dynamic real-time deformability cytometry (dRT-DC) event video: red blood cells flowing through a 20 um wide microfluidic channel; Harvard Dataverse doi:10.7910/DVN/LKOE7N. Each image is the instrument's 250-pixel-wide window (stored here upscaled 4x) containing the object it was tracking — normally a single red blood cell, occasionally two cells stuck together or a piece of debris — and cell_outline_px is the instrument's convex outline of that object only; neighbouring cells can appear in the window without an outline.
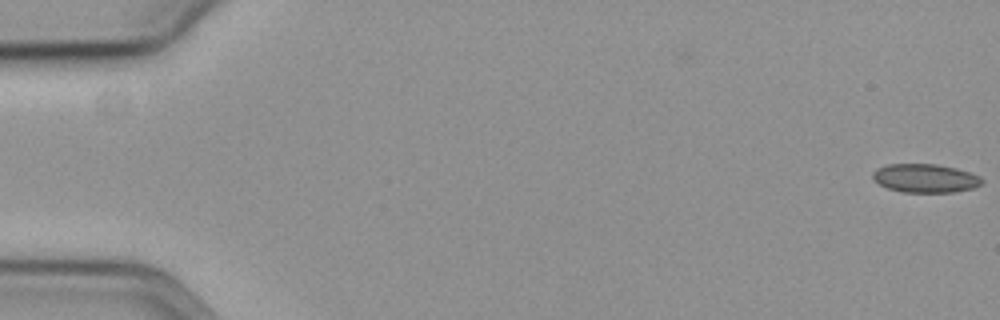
{"species": "common noctule bat (a hibernating species)", "species_latin": "Nyctalus noctula", "temperature_condition": "cold", "stored_images_in_passage": 58, "camera_frame_rate_fps": 3000, "um_per_image_px": 0.085, "animal": {"sex": "female", "body_mass_g": 19.3, "forearm_length_mm": 54.1}, "frame": {"image": 1, "passage_image": 1, "time_ms": 0.0, "image_size_px": [1000, 320], "cell_outline_px": [[984, 180], [980, 184], [972, 188], [952, 192], [900, 192], [888, 188], [872, 180], [872, 172], [876, 168], [888, 164], [936, 164], [956, 168], [980, 176]], "centroid_in_image_um": [78.6, 15.14], "position_along_channel_um": 6.4, "area_um2": 18.21}}
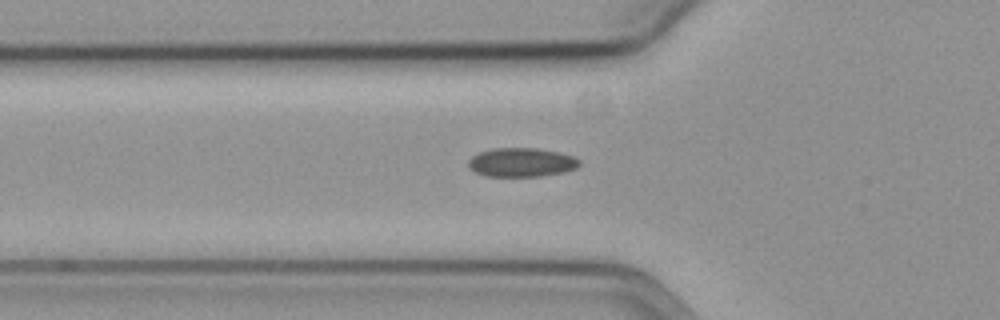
{"frame": {"image": 2, "passage_image": 21, "time_ms": 6.667, "image_size_px": [1000, 320], "cell_outline_px": [[580, 164], [576, 168], [564, 172], [540, 176], [484, 176], [468, 168], [468, 160], [472, 156], [480, 152], [492, 148], [536, 148], [556, 152], [572, 156], [580, 160]], "centroid_in_image_um": [44.29, 13.8], "position_along_channel_um": 81.5, "area_um2": 18.67}}
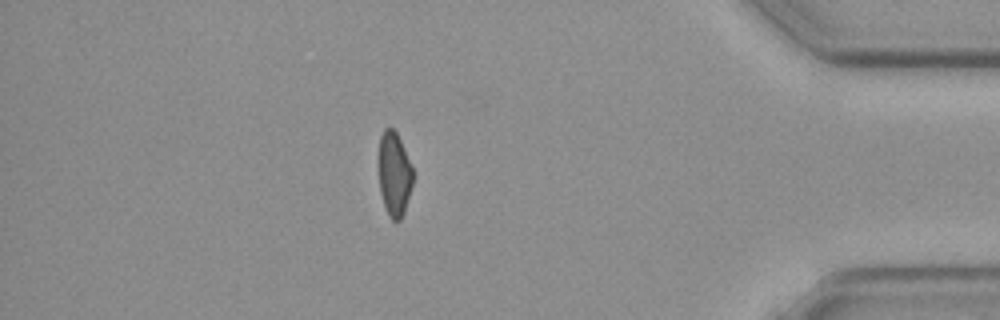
{"frame": {"image": 3, "passage_image": 51, "time_ms": 16.667, "image_size_px": [1000, 320], "cell_outline_px": [[412, 184], [404, 212], [400, 220], [396, 224], [388, 216], [380, 192], [380, 136], [384, 128], [392, 128], [396, 132], [400, 140], [412, 168]], "centroid_in_image_um": [33.51, 14.84], "position_along_channel_um": 401.7, "area_um2": 16.36}, "authors_computed_cell_mechanics": {"area_um2": 18.4093, "velocity_mm_per_s": 3.6176, "shape_relaxation_time_tau1_ms": null, "shape_relaxation_time_tau2_ms": 4.3398, "deformation_change_tau1": null, "deformation_change_tau2": 0.0814}}